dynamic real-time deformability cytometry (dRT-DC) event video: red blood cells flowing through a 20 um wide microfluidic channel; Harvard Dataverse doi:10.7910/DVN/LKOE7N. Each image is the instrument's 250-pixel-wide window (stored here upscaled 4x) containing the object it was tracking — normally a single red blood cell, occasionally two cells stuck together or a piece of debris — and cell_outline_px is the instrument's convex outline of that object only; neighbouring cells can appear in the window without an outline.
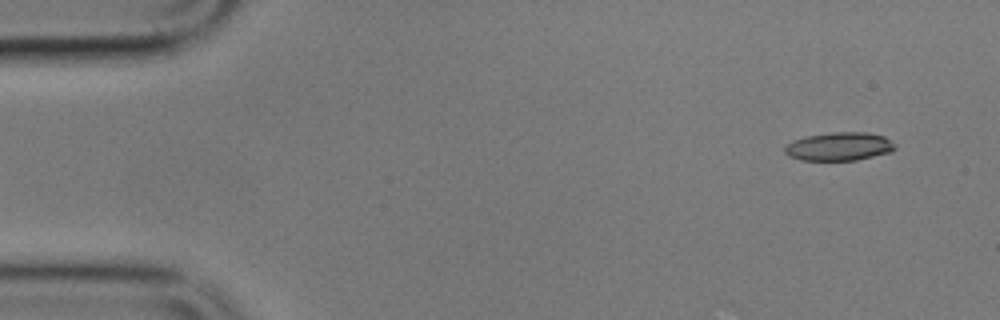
{"species": "common noctule bat (a hibernating species)", "species_latin": "Nyctalus noctula", "temperature_condition": "cold", "stored_images_in_passage": 7, "camera_frame_rate_fps": 3000, "um_per_image_px": 0.085, "animal": {"sex": "male", "body_mass_g": 17.9}, "frame": {"image": 1, "passage_image": 1, "time_ms": 0.0, "image_size_px": [1000, 320], "cell_outline_px": [[896, 148], [892, 152], [856, 160], [800, 160], [788, 156], [784, 152], [784, 148], [792, 140], [804, 136], [832, 132], [868, 132], [884, 136], [896, 144]], "centroid_in_image_um": [71.33, 12.44], "position_along_channel_um": 13.7, "area_um2": 18.44}}
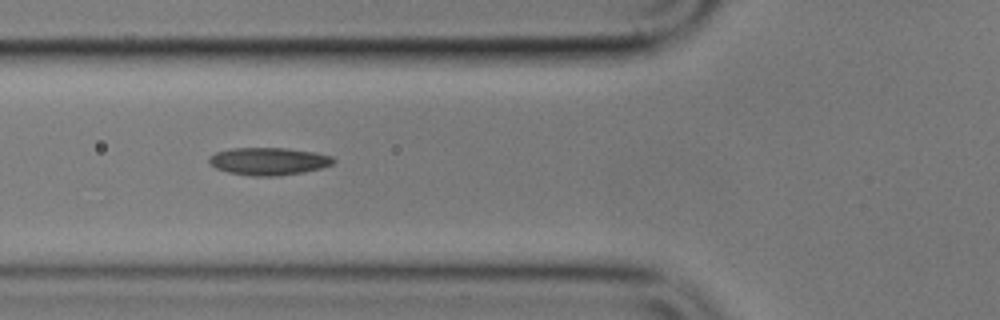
{"frame": {"image": 2, "passage_image": 6, "time_ms": 5.667, "image_size_px": [1000, 320], "cell_outline_px": [[336, 160], [332, 164], [320, 168], [304, 172], [276, 176], [252, 176], [228, 172], [216, 168], [208, 164], [208, 156], [216, 152], [232, 148], [288, 148], [316, 152], [332, 156]], "centroid_in_image_um": [22.82, 13.7], "position_along_channel_um": 103.0, "area_um2": 20.11}}
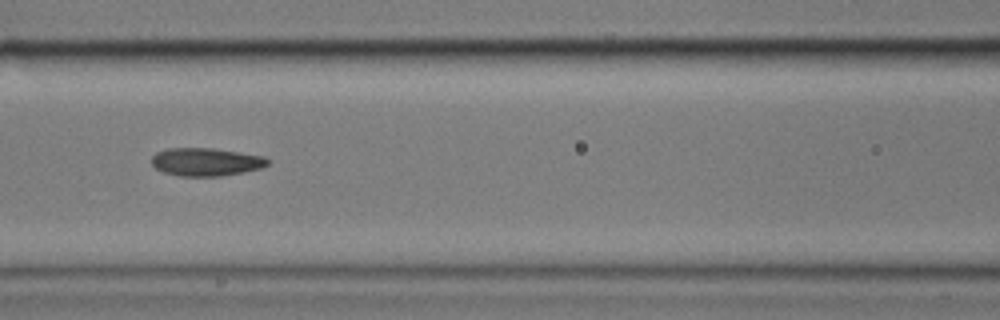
{"frame": {"image": 3, "passage_image": 7, "time_ms": 7.0, "image_size_px": [1000, 320], "cell_outline_px": [[272, 160], [268, 164], [260, 168], [244, 172], [220, 176], [180, 176], [164, 172], [156, 168], [152, 164], [152, 156], [156, 152], [168, 148], [212, 148], [264, 156]], "centroid_in_image_um": [17.52, 13.76], "position_along_channel_um": 149.1, "area_um2": 18.96}}